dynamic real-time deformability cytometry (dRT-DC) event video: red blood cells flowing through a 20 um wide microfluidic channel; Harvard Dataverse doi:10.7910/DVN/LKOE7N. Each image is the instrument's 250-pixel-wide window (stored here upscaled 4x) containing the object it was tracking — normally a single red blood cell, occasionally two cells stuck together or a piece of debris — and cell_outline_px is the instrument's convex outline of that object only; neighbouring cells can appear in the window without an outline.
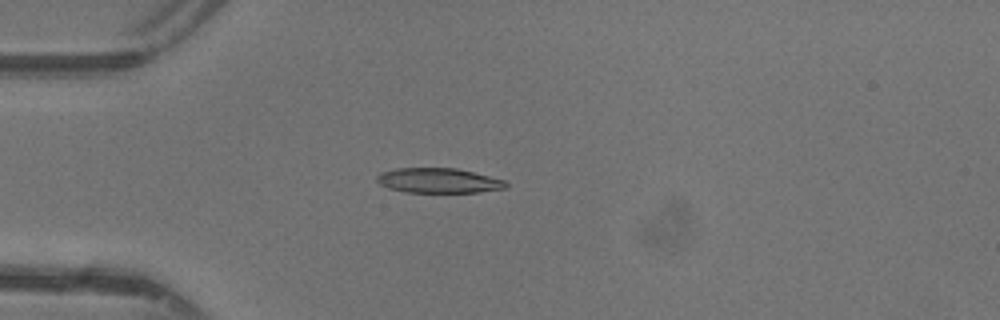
{"species": "common noctule bat (a hibernating species)", "species_latin": "Nyctalus noctula", "temperature_condition": "warm", "stored_images_in_passage": 34, "camera_frame_rate_fps": 3000, "um_per_image_px": 0.085, "animal": {"sex": "female"}, "frame": {"image": 1, "passage_image": 3, "time_ms": 0.667, "image_size_px": [1000, 320], "cell_outline_px": [[508, 188], [476, 192], [404, 192], [388, 188], [380, 184], [376, 180], [376, 176], [380, 172], [396, 168], [456, 168], [504, 180], [508, 184]], "centroid_in_image_um": [37.24, 15.35], "position_along_channel_um": 47.8, "area_um2": 18.67}}
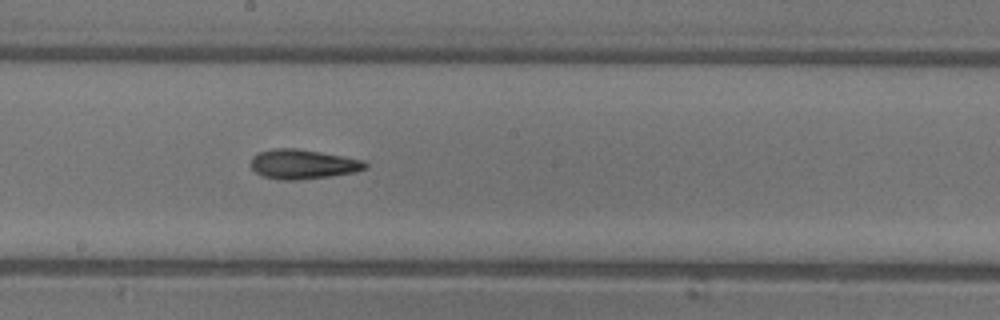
{"frame": {"image": 2, "passage_image": 16, "time_ms": 5.0, "image_size_px": [1000, 320], "cell_outline_px": [[368, 168], [356, 172], [328, 176], [296, 180], [280, 180], [264, 176], [256, 172], [252, 168], [252, 156], [256, 152], [276, 148], [296, 148], [320, 152], [364, 160], [368, 164]], "centroid_in_image_um": [25.76, 13.95], "position_along_channel_um": 222.4, "area_um2": 19.65}}
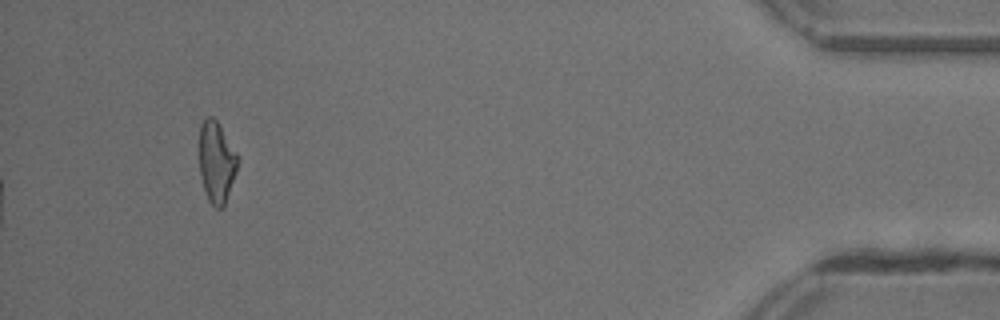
{"frame": {"image": 3, "passage_image": 34, "time_ms": 11.0, "image_size_px": [1000, 320], "cell_outline_px": [[240, 160], [224, 208], [216, 208], [208, 200], [200, 176], [200, 124], [208, 116], [212, 116], [216, 120], [236, 152]], "centroid_in_image_um": [18.41, 13.8], "position_along_channel_um": 416.8, "area_um2": 18.09}, "authors_computed_cell_mechanics": {"area_um2": 18.7272, "velocity_mm_per_s": 4.4388, "shape_relaxation_time_tau1_ms": 7.189, "shape_relaxation_time_tau2_ms": 5.2913, "deformation_change_tau1": 0.2256, "deformation_change_tau2": 0.1703}}